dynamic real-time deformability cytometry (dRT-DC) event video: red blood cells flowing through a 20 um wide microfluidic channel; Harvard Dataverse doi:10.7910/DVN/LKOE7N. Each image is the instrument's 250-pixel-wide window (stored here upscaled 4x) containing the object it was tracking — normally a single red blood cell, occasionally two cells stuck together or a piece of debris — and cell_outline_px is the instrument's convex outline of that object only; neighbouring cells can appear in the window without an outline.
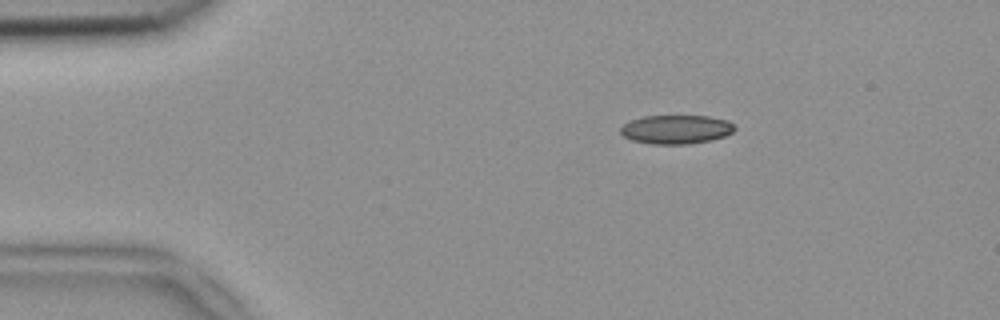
{"species": "common noctule bat (a hibernating species)", "species_latin": "Nyctalus noctula", "temperature_condition": "room temperature", "stored_images_in_passage": 45, "camera_frame_rate_fps": 3000, "um_per_image_px": 0.085, "animal": {"sex": "female", "body_mass_g": 18.4}, "frame": {"image": 1, "passage_image": 1, "time_ms": 0.0, "image_size_px": [1000, 320], "cell_outline_px": [[736, 128], [732, 132], [724, 136], [712, 140], [688, 144], [652, 144], [632, 140], [624, 136], [620, 132], [620, 128], [628, 120], [644, 116], [708, 116], [728, 120]], "centroid_in_image_um": [57.46, 10.99], "position_along_channel_um": 27.5, "area_um2": 19.25}}
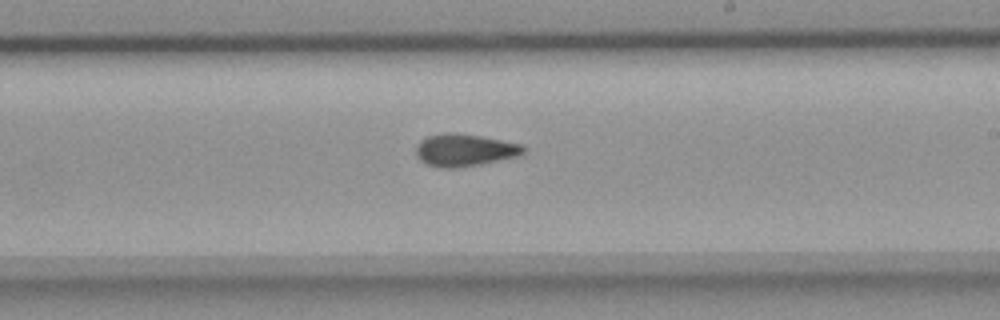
{"frame": {"image": 2, "passage_image": 23, "time_ms": 7.333, "image_size_px": [1000, 320], "cell_outline_px": [[524, 152], [520, 156], [480, 164], [452, 168], [444, 168], [428, 164], [420, 160], [416, 156], [416, 148], [420, 140], [428, 136], [448, 132], [480, 136], [524, 144]], "centroid_in_image_um": [39.51, 12.75], "position_along_channel_um": 249.5, "area_um2": 20.11}}
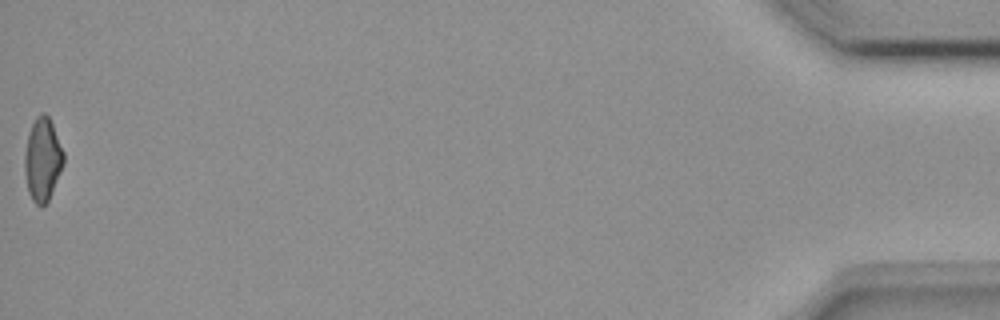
{"frame": {"image": 3, "passage_image": 45, "time_ms": 14.667, "image_size_px": [1000, 320], "cell_outline_px": [[64, 164], [48, 200], [44, 204], [36, 204], [32, 200], [28, 192], [24, 172], [24, 156], [28, 132], [36, 116], [40, 112], [44, 112], [48, 116], [52, 124], [64, 152]], "centroid_in_image_um": [3.6, 13.53], "position_along_channel_um": 431.6, "area_um2": 18.84}, "authors_computed_cell_mechanics": {"area_um2": 19.5364, "velocity_mm_per_s": 3.8305, "shape_relaxation_time_tau1_ms": null, "shape_relaxation_time_tau2_ms": 2.6968, "deformation_change_tau1": null, "deformation_change_tau2": 0.0923}}